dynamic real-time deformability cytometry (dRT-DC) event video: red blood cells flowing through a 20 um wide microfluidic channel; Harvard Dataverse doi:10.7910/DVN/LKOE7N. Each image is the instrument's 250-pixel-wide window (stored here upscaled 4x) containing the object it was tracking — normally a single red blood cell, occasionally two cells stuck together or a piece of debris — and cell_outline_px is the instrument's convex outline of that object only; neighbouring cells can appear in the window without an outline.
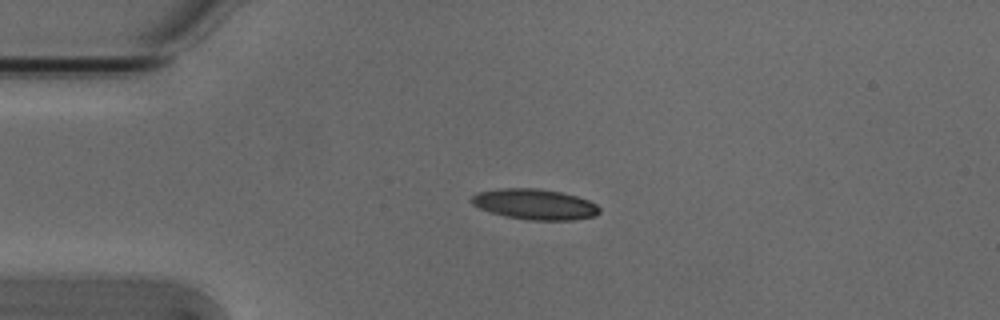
{"species": "Egyptian fruit bat (a non-hibernating species)", "species_latin": "Rousettus aegyptiacus", "temperature_condition": "cold", "stored_images_in_passage": 6, "camera_frame_rate_fps": 3000, "um_per_image_px": 0.085, "animal": {"sex": "male"}, "frame": {"image": 1, "passage_image": 4, "time_ms": 1.0, "image_size_px": [1000, 320], "cell_outline_px": [[600, 212], [596, 216], [576, 220], [528, 220], [504, 216], [488, 212], [472, 204], [468, 200], [476, 192], [496, 188], [536, 188], [560, 192], [576, 196], [588, 200], [596, 204], [600, 208]], "centroid_in_image_um": [45.42, 17.36], "position_along_channel_um": 39.6, "area_um2": 23.12}}
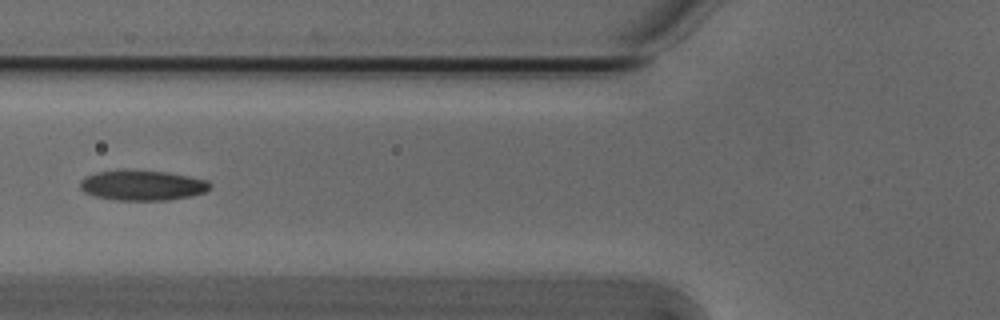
{"frame": {"image": 2, "passage_image": 6, "time_ms": 1.667, "image_size_px": [1000, 320], "cell_outline_px": [[212, 188], [204, 192], [192, 196], [168, 200], [116, 200], [96, 196], [84, 192], [80, 188], [80, 180], [84, 176], [96, 172], [124, 168], [164, 172], [188, 176], [208, 180], [212, 184]], "centroid_in_image_um": [12.09, 15.73], "position_along_channel_um": 113.7, "area_um2": 23.29}}